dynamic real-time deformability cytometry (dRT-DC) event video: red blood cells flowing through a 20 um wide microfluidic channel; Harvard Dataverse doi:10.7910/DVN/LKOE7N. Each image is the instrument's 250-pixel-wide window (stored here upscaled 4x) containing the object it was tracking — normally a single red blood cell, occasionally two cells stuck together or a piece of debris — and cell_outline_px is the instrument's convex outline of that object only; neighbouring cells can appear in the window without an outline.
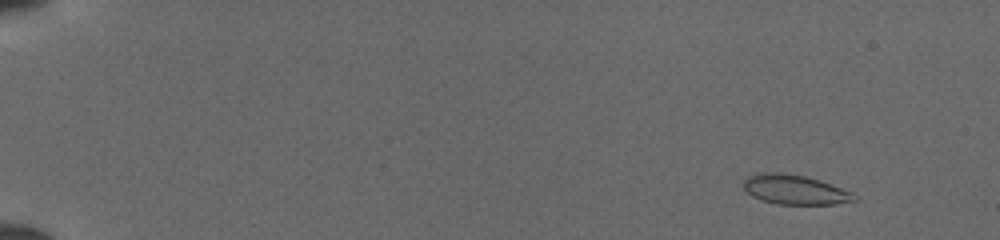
{"species": "common noctule bat (a hibernating species)", "species_latin": "Nyctalus noctula", "temperature_condition": "cold", "stored_images_in_passage": 49, "camera_frame_rate_fps": 3000, "um_per_image_px": 0.085, "animal": {"sex": "female", "body_mass_g": 19.5, "forearm_length_mm": 54.1}, "frame": {"image": 1, "passage_image": 4, "time_ms": 1.0, "image_size_px": [1000, 240], "cell_outline_px": [[856, 200], [836, 204], [776, 204], [752, 196], [744, 188], [744, 180], [748, 176], [772, 172], [776, 172], [804, 176], [820, 180], [852, 192], [856, 196]], "centroid_in_image_um": [67.59, 16.13], "position_along_channel_um": 17.4, "area_um2": 18.73}}
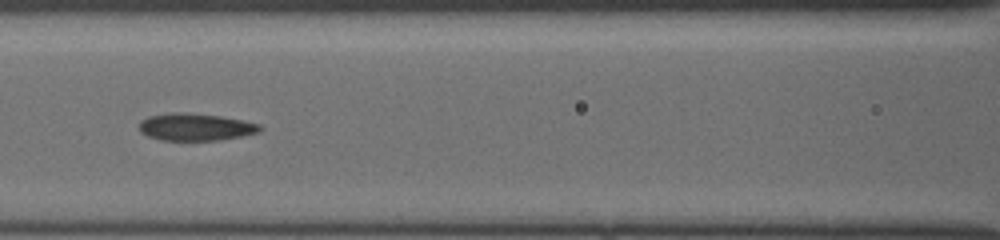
{"frame": {"image": 2, "passage_image": 24, "time_ms": 7.667, "image_size_px": [1000, 240], "cell_outline_px": [[264, 128], [260, 132], [220, 140], [160, 140], [148, 136], [140, 132], [140, 124], [148, 116], [176, 112], [180, 112], [220, 116], [260, 124]], "centroid_in_image_um": [16.64, 10.8], "position_along_channel_um": 150.0, "area_um2": 18.96}}
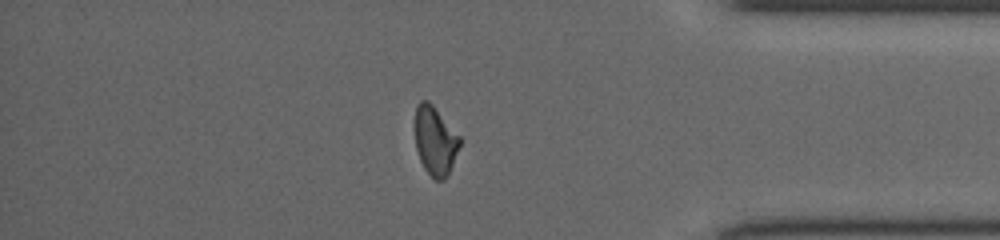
{"frame": {"image": 3, "passage_image": 43, "time_ms": 14.0, "image_size_px": [1000, 240], "cell_outline_px": [[460, 144], [448, 176], [444, 180], [436, 180], [424, 168], [420, 160], [416, 148], [416, 108], [420, 100], [428, 100], [432, 104], [460, 136]], "centroid_in_image_um": [37.0, 11.97], "position_along_channel_um": 398.2, "area_um2": 17.69}}